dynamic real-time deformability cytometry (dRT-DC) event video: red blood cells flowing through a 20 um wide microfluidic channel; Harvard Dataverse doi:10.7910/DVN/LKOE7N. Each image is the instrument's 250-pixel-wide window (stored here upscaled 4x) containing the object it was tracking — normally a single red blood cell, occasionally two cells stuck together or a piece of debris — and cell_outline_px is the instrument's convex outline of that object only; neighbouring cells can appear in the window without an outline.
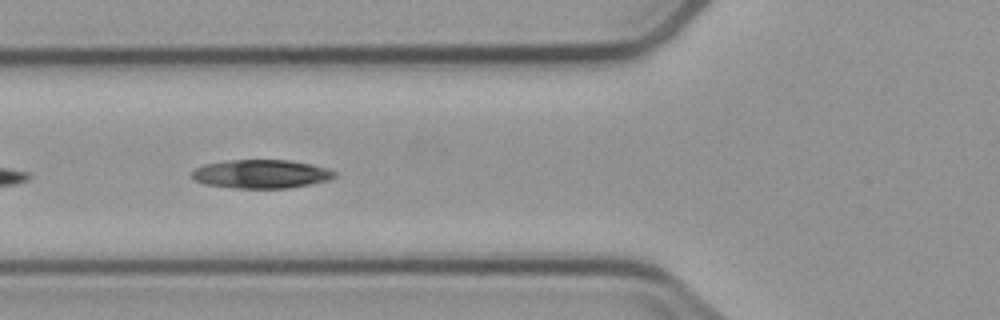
{"species": "common noctule bat (a hibernating species)", "species_latin": "Nyctalus noctula", "temperature_condition": "cold", "stored_images_in_passage": 12, "camera_frame_rate_fps": 3000, "um_per_image_px": 0.085, "animal": {"sex": "male", "body_mass_g": 23.1, "forearm_length_mm": 52.7}, "frame": {"image": 1, "passage_image": 5, "time_ms": 6.0, "image_size_px": [1000, 320], "cell_outline_px": [[336, 176], [328, 180], [312, 184], [288, 188], [232, 188], [204, 184], [196, 180], [192, 176], [192, 172], [196, 168], [204, 164], [228, 160], [288, 160], [308, 164], [324, 168], [336, 172]], "centroid_in_image_um": [22.17, 14.79], "position_along_channel_um": 103.6, "area_um2": 23.64}}
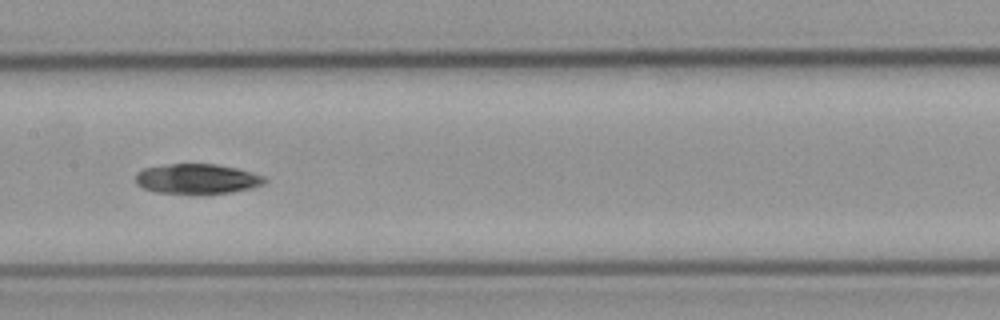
{"frame": {"image": 2, "passage_image": 7, "time_ms": 8.333, "image_size_px": [1000, 320], "cell_outline_px": [[268, 180], [264, 184], [252, 188], [232, 192], [196, 196], [156, 192], [144, 188], [136, 184], [136, 172], [144, 168], [168, 164], [216, 164], [236, 168], [264, 176]], "centroid_in_image_um": [16.75, 15.24], "position_along_channel_um": 190.6, "area_um2": 23.18}}
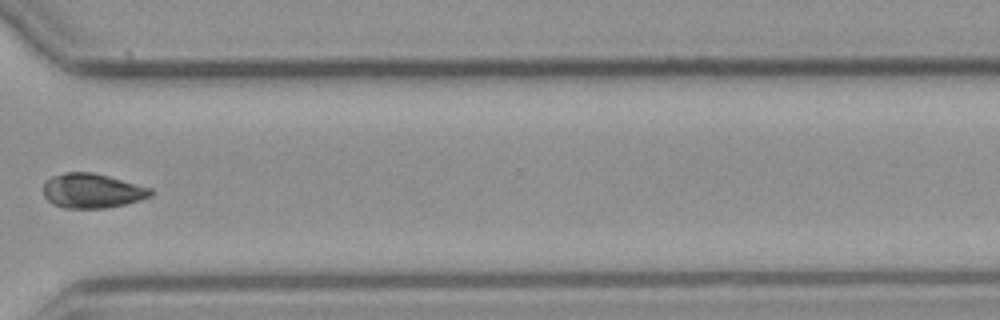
{"frame": {"image": 3, "passage_image": 11, "time_ms": 13.0, "image_size_px": [1000, 320], "cell_outline_px": [[152, 196], [140, 200], [124, 204], [104, 208], [64, 208], [52, 204], [44, 196], [44, 184], [52, 176], [64, 172], [92, 172], [108, 176], [152, 188]], "centroid_in_image_um": [7.83, 16.22], "position_along_channel_um": 362.8, "area_um2": 21.56}}